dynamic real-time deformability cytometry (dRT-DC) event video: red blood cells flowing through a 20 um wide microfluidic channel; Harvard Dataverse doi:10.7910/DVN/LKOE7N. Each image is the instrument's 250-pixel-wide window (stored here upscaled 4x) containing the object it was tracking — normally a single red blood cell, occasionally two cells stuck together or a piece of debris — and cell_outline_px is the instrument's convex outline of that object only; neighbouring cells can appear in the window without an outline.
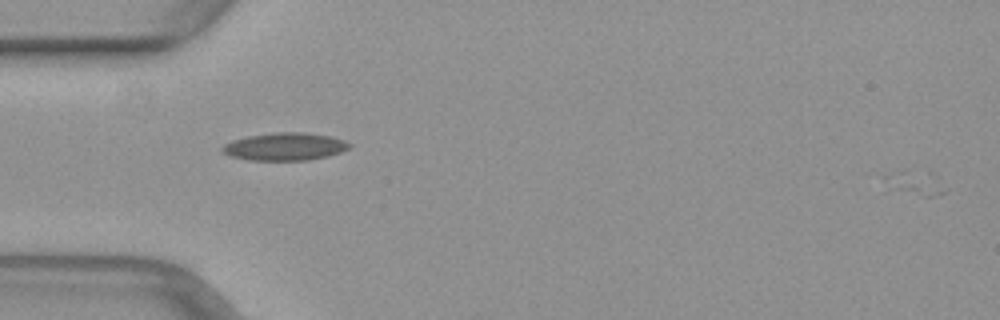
{"species": "common noctule bat (a hibernating species)", "species_latin": "Nyctalus noctula", "temperature_condition": "warm", "stored_images_in_passage": 36, "camera_frame_rate_fps": 3000, "um_per_image_px": 0.085, "animal": {"sex": "female", "body_mass_g": 29.2, "forearm_length_mm": 56.3}, "frame": {"image": 1, "passage_image": 1, "time_ms": 0.0, "image_size_px": [1000, 320], "cell_outline_px": [[352, 144], [348, 148], [340, 152], [328, 156], [308, 160], [248, 160], [232, 156], [224, 152], [220, 148], [224, 144], [232, 140], [248, 136], [276, 132], [304, 132], [328, 136], [344, 140]], "centroid_in_image_um": [24.21, 12.46], "position_along_channel_um": 60.8, "area_um2": 20.35}}
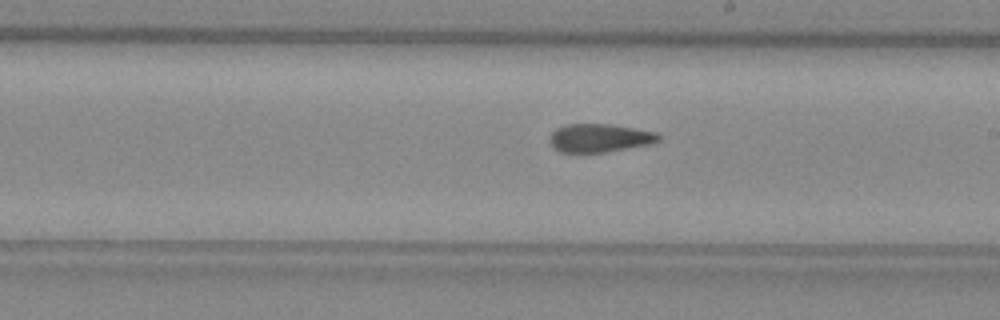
{"frame": {"image": 2, "passage_image": 14, "time_ms": 4.333, "image_size_px": [1000, 320], "cell_outline_px": [[664, 136], [660, 140], [648, 144], [604, 152], [560, 152], [552, 148], [548, 140], [548, 136], [556, 128], [568, 124], [612, 124], [656, 132]], "centroid_in_image_um": [50.93, 11.72], "position_along_channel_um": 238.1, "area_um2": 18.09}}
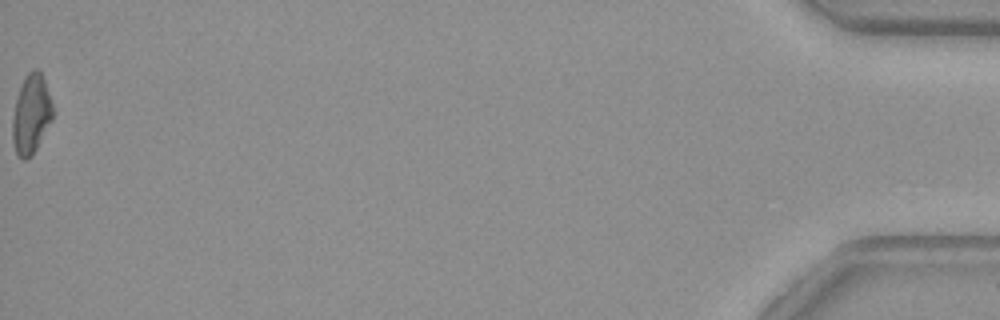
{"frame": {"image": 3, "passage_image": 36, "time_ms": 11.667, "image_size_px": [1000, 320], "cell_outline_px": [[52, 120], [32, 156], [24, 160], [16, 156], [12, 140], [12, 120], [16, 100], [24, 76], [32, 68], [36, 68], [40, 72], [44, 80], [52, 100]], "centroid_in_image_um": [2.64, 9.73], "position_along_channel_um": 432.6, "area_um2": 18.67}}